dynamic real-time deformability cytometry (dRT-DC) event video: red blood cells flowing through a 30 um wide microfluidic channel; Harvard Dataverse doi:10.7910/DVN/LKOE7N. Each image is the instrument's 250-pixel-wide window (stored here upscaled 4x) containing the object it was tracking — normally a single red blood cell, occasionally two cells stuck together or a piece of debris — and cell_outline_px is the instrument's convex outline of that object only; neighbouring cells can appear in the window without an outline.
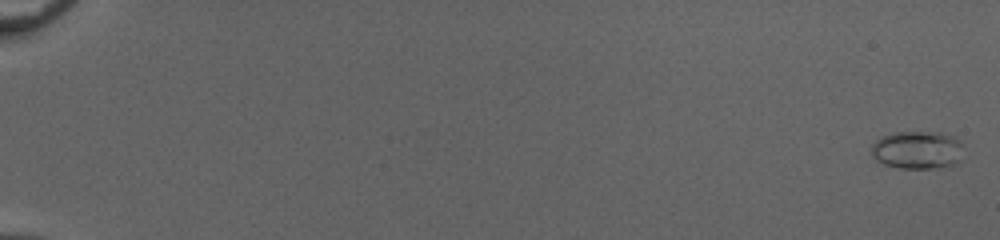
{"species": "common noctule bat (a hibernating species)", "species_latin": "Nyctalus noctula", "temperature_condition": "cold", "stored_images_in_passage": 54, "camera_frame_rate_fps": 3000, "um_per_image_px": 0.085, "animal": {"sex": "female", "body_mass_g": 20.0, "forearm_length_mm": 54.0}, "frame": {"image": 1, "passage_image": 1, "time_ms": 0.0, "image_size_px": [1000, 240], "cell_outline_px": [[960, 144], [956, 164], [940, 168], [900, 168], [884, 164], [876, 160], [872, 156], [872, 144], [880, 136], [896, 132], [944, 132], [956, 136], [960, 140]], "centroid_in_image_um": [77.94, 12.73], "position_along_channel_um": 7.1, "area_um2": 20.35}}
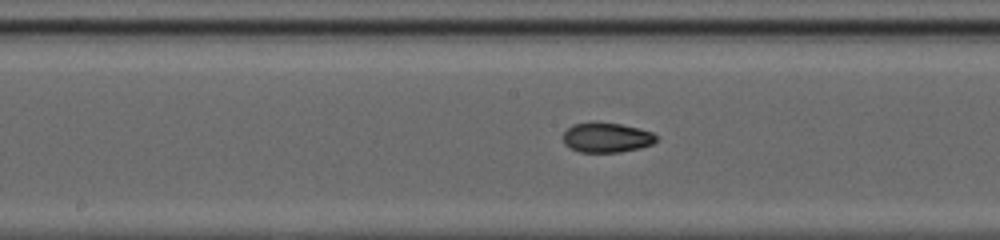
{"frame": {"image": 2, "passage_image": 31, "time_ms": 10.0, "image_size_px": [1000, 240], "cell_outline_px": [[660, 136], [652, 144], [640, 148], [620, 152], [580, 152], [568, 148], [564, 144], [564, 132], [572, 124], [592, 120], [596, 120], [620, 124], [640, 128], [652, 132]], "centroid_in_image_um": [51.55, 11.66], "position_along_channel_um": 196.6, "area_um2": 16.7}}
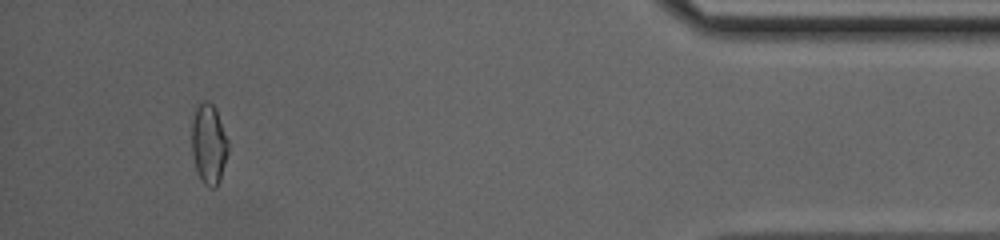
{"frame": {"image": 3, "passage_image": 51, "time_ms": 16.667, "image_size_px": [1000, 240], "cell_outline_px": [[228, 152], [220, 180], [216, 188], [208, 188], [200, 180], [196, 172], [192, 152], [192, 120], [196, 108], [204, 100], [208, 100], [216, 108], [228, 140]], "centroid_in_image_um": [17.75, 12.27], "position_along_channel_um": 417.5, "area_um2": 17.22}, "authors_computed_cell_mechanics": {"area_um2": 16.5886, "velocity_mm_per_s": 4.07, "shape_relaxation_time_tau1_ms": null, "shape_relaxation_time_tau2_ms": 1.0845, "deformation_change_tau1": null, "deformation_change_tau2": 0.0553}}